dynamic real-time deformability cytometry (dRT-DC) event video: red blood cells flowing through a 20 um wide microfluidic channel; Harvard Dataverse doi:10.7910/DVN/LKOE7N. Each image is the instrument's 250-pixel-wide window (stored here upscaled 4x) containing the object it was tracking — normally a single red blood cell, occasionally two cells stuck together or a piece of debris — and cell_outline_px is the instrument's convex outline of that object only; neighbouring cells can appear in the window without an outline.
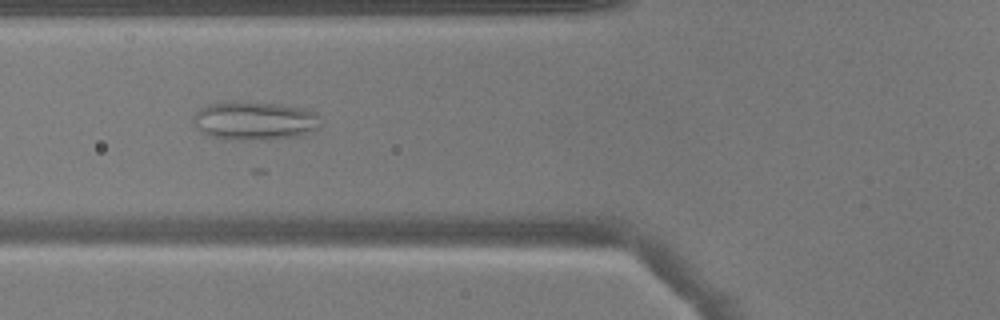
{"species": "common noctule bat (a hibernating species)", "species_latin": "Nyctalus noctula", "temperature_condition": "warm", "stored_images_in_passage": 12, "camera_frame_rate_fps": 3000, "um_per_image_px": 0.085, "animal": {"sex": "male", "body_mass_g": 17.9}, "frame": {"image": 1, "passage_image": 4, "time_ms": 1.0, "image_size_px": [1000, 320], "cell_outline_px": [[320, 128], [304, 136], [248, 140], [224, 140], [208, 136], [200, 132], [192, 120], [192, 116], [200, 108], [208, 104], [276, 104], [304, 108], [316, 112], [320, 124]], "centroid_in_image_um": [21.66, 10.32], "position_along_channel_um": 104.1, "area_um2": 28.26}}
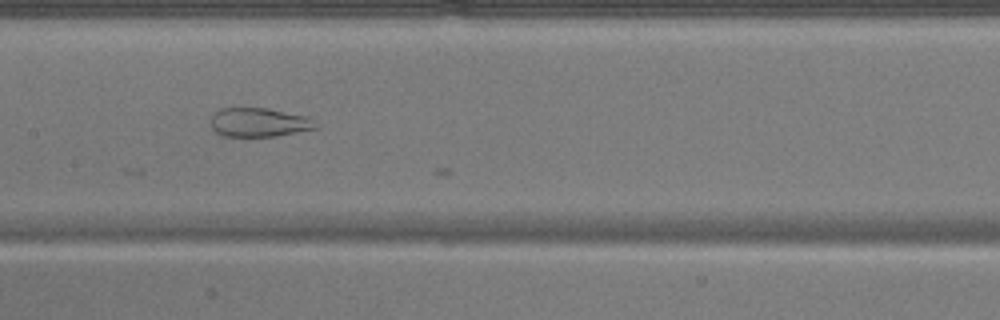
{"frame": {"image": 2, "passage_image": 10, "time_ms": 3.0, "image_size_px": [1000, 320], "cell_outline_px": [[320, 124], [316, 128], [276, 136], [224, 136], [216, 132], [212, 128], [212, 116], [220, 108], [268, 108], [308, 116]], "centroid_in_image_um": [22.06, 10.39], "position_along_channel_um": 185.3, "area_um2": 17.69}}